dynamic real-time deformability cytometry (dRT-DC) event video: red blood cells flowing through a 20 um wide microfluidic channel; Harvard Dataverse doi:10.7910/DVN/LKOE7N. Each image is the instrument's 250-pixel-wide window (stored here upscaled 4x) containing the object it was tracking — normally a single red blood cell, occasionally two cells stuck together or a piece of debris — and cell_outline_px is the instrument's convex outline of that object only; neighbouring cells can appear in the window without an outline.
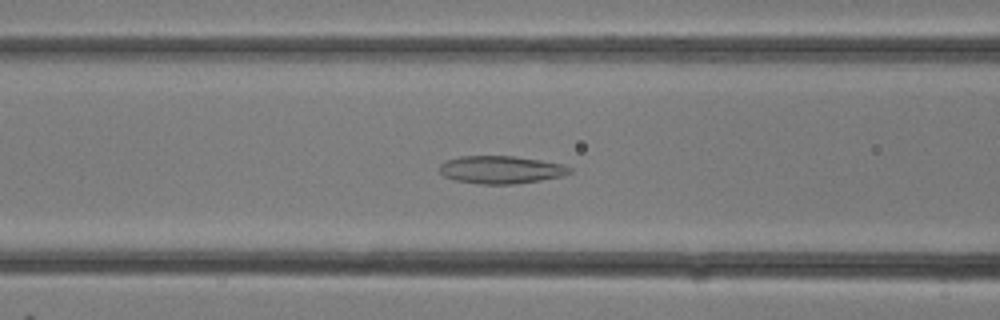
{"species": "common noctule bat (a hibernating species)", "species_latin": "Nyctalus noctula", "temperature_condition": "room temperature", "stored_images_in_passage": 20, "camera_frame_rate_fps": 3000, "um_per_image_px": 0.085, "animal": {"sex": "female"}, "frame": {"image": 1, "passage_image": 12, "time_ms": 3.667, "image_size_px": [1000, 320], "cell_outline_px": [[572, 172], [560, 176], [540, 180], [512, 184], [480, 184], [456, 180], [444, 176], [440, 172], [440, 164], [444, 160], [460, 156], [512, 156], [540, 160], [564, 164], [572, 168]], "centroid_in_image_um": [42.56, 14.42], "position_along_channel_um": 124.0, "area_um2": 20.98}}
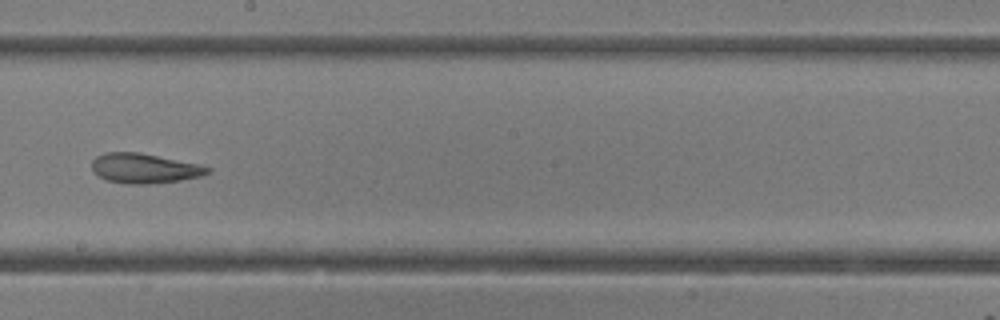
{"frame": {"image": 2, "passage_image": 17, "time_ms": 5.333, "image_size_px": [1000, 320], "cell_outline_px": [[212, 172], [204, 176], [180, 180], [148, 184], [128, 184], [108, 180], [92, 172], [92, 160], [96, 156], [104, 152], [136, 152], [200, 164], [212, 168]], "centroid_in_image_um": [12.3, 14.31], "position_along_channel_um": 235.9, "area_um2": 20.17}}
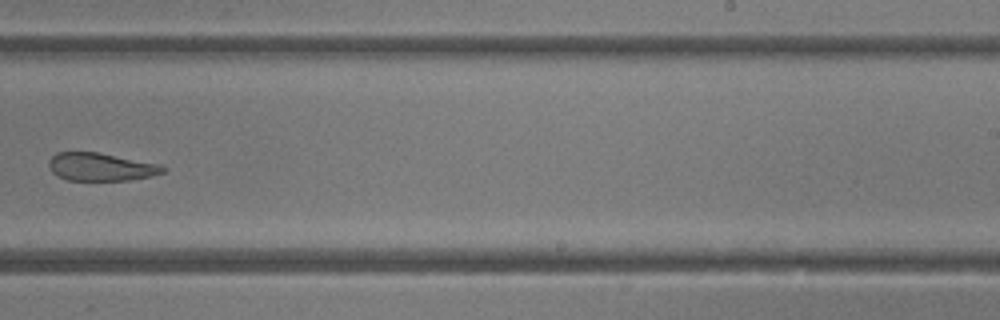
{"frame": {"image": 3, "passage_image": 19, "time_ms": 6.0, "image_size_px": [1000, 320], "cell_outline_px": [[168, 168], [164, 172], [152, 176], [128, 180], [68, 180], [52, 172], [48, 168], [48, 160], [56, 152], [96, 152], [160, 164]], "centroid_in_image_um": [8.57, 14.18], "position_along_channel_um": 280.4, "area_um2": 18.55}}